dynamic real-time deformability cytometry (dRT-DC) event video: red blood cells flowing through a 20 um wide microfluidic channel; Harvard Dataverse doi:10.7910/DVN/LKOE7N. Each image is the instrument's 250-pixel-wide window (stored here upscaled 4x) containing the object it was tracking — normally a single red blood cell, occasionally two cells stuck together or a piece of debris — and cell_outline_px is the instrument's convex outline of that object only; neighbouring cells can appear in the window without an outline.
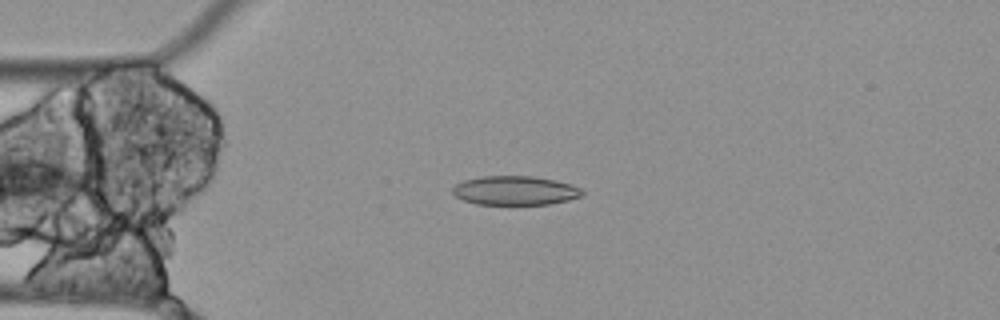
{"species": "Egyptian fruit bat (a non-hibernating species)", "species_latin": "Rousettus aegyptiacus", "temperature_condition": "cold", "stored_images_in_passage": 4, "camera_frame_rate_fps": 3000, "um_per_image_px": 0.085, "animal": {"sex": "female"}, "frame": {"image": 1, "passage_image": 3, "time_ms": 0.667, "image_size_px": [1000, 320], "cell_outline_px": [[584, 192], [580, 196], [568, 200], [548, 204], [476, 204], [464, 200], [456, 196], [452, 192], [452, 188], [456, 184], [464, 180], [480, 176], [532, 176], [556, 180], [572, 184], [580, 188]], "centroid_in_image_um": [43.78, 16.18], "position_along_channel_um": 41.2, "area_um2": 21.91}}